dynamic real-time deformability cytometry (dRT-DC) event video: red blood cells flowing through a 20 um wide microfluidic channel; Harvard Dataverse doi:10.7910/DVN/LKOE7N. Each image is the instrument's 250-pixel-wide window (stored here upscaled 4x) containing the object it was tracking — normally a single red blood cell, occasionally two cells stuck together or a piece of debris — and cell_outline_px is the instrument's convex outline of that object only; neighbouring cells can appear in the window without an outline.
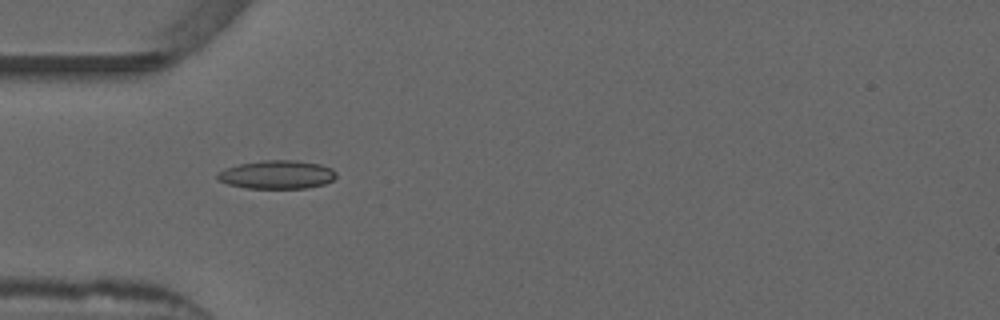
{"species": "common noctule bat (a hibernating species)", "species_latin": "Nyctalus noctula", "temperature_condition": "warm", "stored_images_in_passage": 38, "camera_frame_rate_fps": 3000, "um_per_image_px": 0.085, "animal": {"sex": "male", "forearm_length_mm": 52.5}, "frame": {"image": 1, "passage_image": 1, "time_ms": 0.0, "image_size_px": [1000, 320], "cell_outline_px": [[336, 176], [332, 180], [324, 184], [304, 188], [248, 188], [228, 184], [220, 180], [216, 176], [216, 172], [240, 164], [260, 160], [296, 160], [320, 164], [332, 168], [336, 172]], "centroid_in_image_um": [23.56, 14.83], "position_along_channel_um": 61.4, "area_um2": 19.59}}
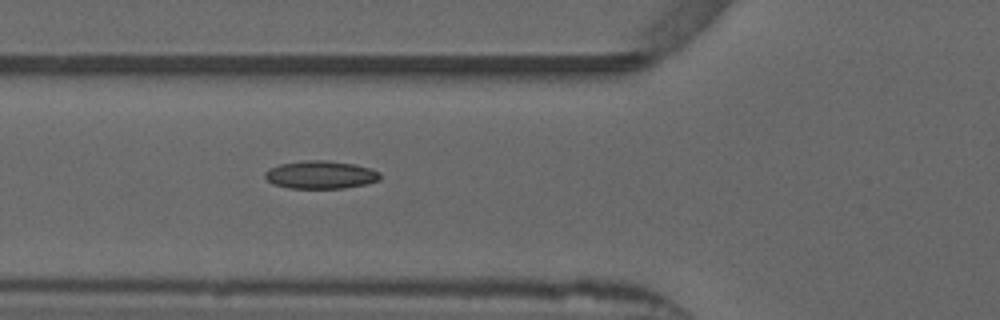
{"frame": {"image": 2, "passage_image": 4, "time_ms": 1.0, "image_size_px": [1000, 320], "cell_outline_px": [[380, 180], [364, 184], [344, 188], [288, 188], [272, 184], [264, 176], [264, 172], [280, 164], [304, 160], [328, 160], [356, 164], [372, 168], [380, 172]], "centroid_in_image_um": [27.27, 14.85], "position_along_channel_um": 98.5, "area_um2": 18.84}}
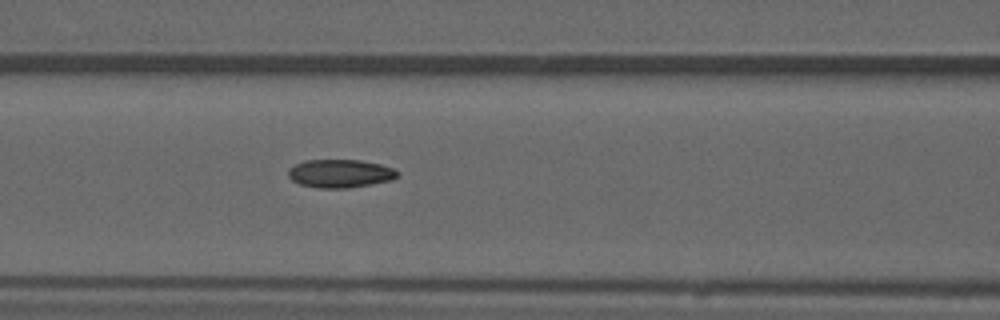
{"frame": {"image": 3, "passage_image": 7, "time_ms": 2.0, "image_size_px": [1000, 320], "cell_outline_px": [[396, 176], [392, 180], [348, 188], [316, 188], [300, 184], [292, 180], [288, 176], [288, 168], [304, 160], [360, 160], [380, 164], [392, 168], [396, 172]], "centroid_in_image_um": [28.85, 14.75], "position_along_channel_um": 137.7, "area_um2": 17.86}, "authors_computed_cell_mechanics": {"area_um2": 17.3689, "velocity_mm_per_s": 3.8804, "shape_relaxation_time_tau1_ms": 8.7266, "shape_relaxation_time_tau2_ms": 2.6464, "deformation_change_tau1": 0.2317, "deformation_change_tau2": 0.0859}}